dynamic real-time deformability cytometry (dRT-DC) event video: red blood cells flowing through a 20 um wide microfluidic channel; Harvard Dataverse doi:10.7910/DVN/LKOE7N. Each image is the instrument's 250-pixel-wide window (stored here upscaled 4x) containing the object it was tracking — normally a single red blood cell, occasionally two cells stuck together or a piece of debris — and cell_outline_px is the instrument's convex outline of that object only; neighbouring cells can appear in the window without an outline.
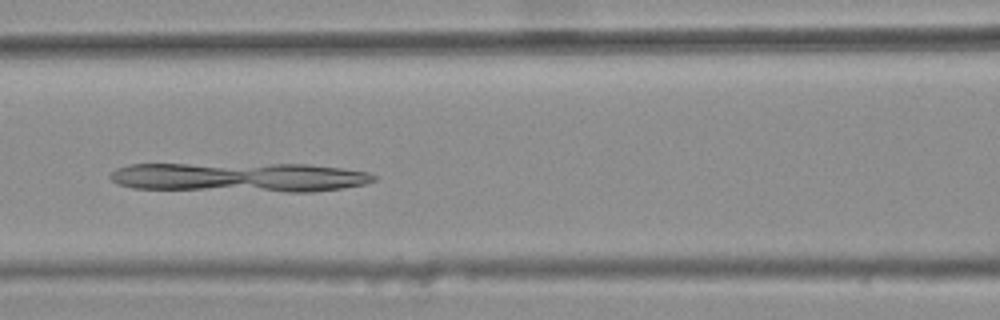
{"species": "common noctule bat (a hibernating species)", "species_latin": "Nyctalus noctula", "temperature_condition": "warm", "stored_images_in_passage": 7, "camera_frame_rate_fps": 3000, "um_per_image_px": 0.085, "animal": {"sex": "female", "body_mass_g": 25.1}, "frame": {"image": 1, "passage_image": 7, "time_ms": 2.0, "image_size_px": [1000, 320], "cell_outline_px": [[380, 176], [376, 180], [368, 184], [312, 192], [284, 192], [132, 188], [116, 184], [108, 176], [116, 168], [128, 164], [308, 164], [344, 168], [368, 172]], "centroid_in_image_um": [20.4, 15.07], "position_along_channel_um": 146.2, "area_um2": 45.78}}